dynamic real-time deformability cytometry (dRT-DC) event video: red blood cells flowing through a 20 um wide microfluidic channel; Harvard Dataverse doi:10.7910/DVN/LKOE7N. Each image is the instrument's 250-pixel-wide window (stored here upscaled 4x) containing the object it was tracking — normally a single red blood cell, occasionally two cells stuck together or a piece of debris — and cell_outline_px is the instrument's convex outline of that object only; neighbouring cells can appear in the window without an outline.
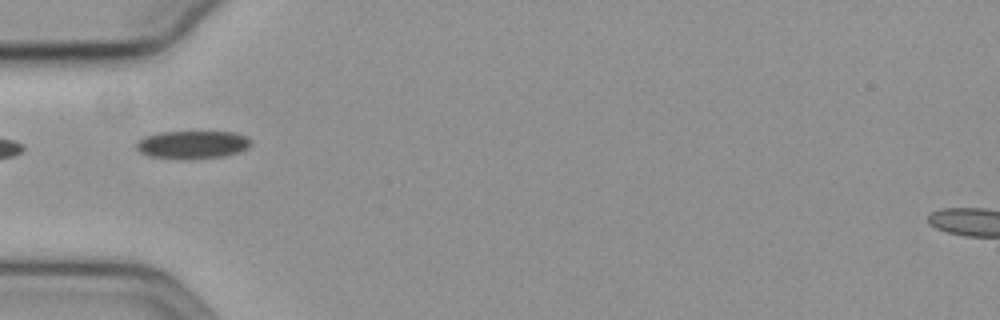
{"species": "common noctule bat (a hibernating species)", "species_latin": "Nyctalus noctula", "temperature_condition": "cold", "stored_images_in_passage": 40, "camera_frame_rate_fps": 3000, "um_per_image_px": 0.085, "animal": {"sex": "female", "body_mass_g": 19.3, "forearm_length_mm": 54.1}, "frame": {"image": 1, "passage_image": 1, "time_ms": 0.0, "image_size_px": [1000, 320], "cell_outline_px": [[252, 144], [248, 148], [240, 152], [224, 156], [184, 160], [180, 160], [148, 156], [140, 152], [136, 148], [136, 144], [144, 136], [160, 132], [236, 132], [248, 136], [252, 140]], "centroid_in_image_um": [16.4, 12.3], "position_along_channel_um": 68.6, "area_um2": 19.07}}
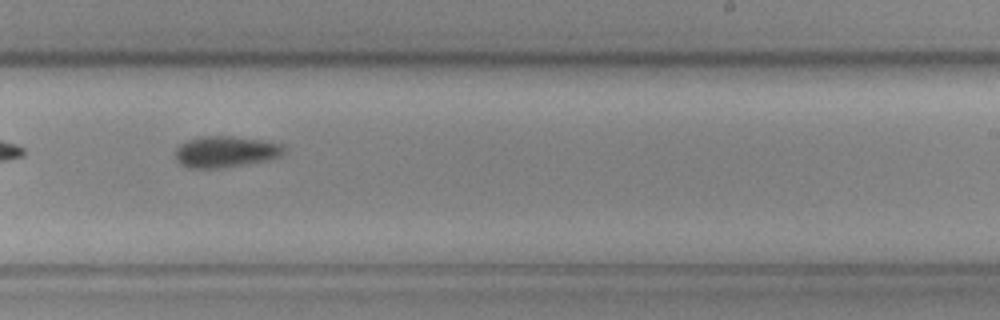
{"frame": {"image": 2, "passage_image": 18, "time_ms": 5.667, "image_size_px": [1000, 320], "cell_outline_px": [[288, 148], [280, 156], [268, 160], [220, 168], [188, 168], [180, 164], [176, 160], [176, 148], [180, 144], [188, 140], [200, 136], [232, 136], [264, 140], [284, 144]], "centroid_in_image_um": [19.2, 12.89], "position_along_channel_um": 269.8, "area_um2": 20.0}}
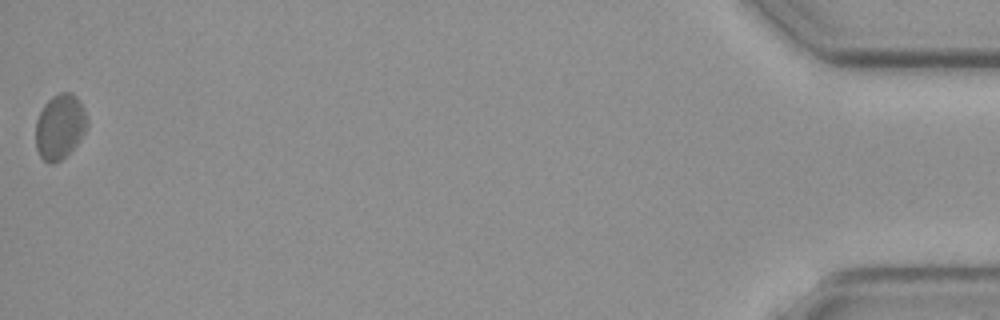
{"frame": {"image": 3, "passage_image": 40, "time_ms": 13.0, "image_size_px": [1000, 320], "cell_outline_px": [[88, 124], [80, 140], [60, 160], [52, 164], [48, 164], [40, 156], [36, 148], [36, 120], [44, 104], [52, 96], [60, 92], [72, 92], [76, 96], [88, 120]], "centroid_in_image_um": [5.07, 10.76], "position_along_channel_um": 430.1, "area_um2": 19.31}}